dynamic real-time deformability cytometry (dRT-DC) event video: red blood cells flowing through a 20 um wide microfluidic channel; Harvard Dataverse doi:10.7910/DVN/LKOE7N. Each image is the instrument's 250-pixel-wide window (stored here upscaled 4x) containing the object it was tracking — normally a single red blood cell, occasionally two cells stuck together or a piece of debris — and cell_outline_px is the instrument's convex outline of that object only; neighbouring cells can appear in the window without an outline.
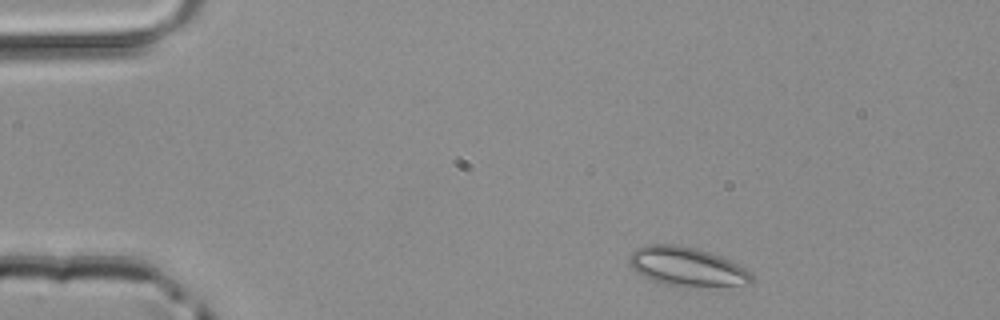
{"species": "common noctule bat (a hibernating species)", "species_latin": "Nyctalus noctula", "temperature_condition": "room temperature", "stored_images_in_passage": 43, "camera_frame_rate_fps": 3000, "um_per_image_px": 0.085, "animal": {"sex": "male", "body_mass_g": 20.4}, "frame": {"image": 1, "passage_image": 1, "time_ms": 0.0, "image_size_px": [1000, 320], "cell_outline_px": [[752, 284], [704, 288], [688, 288], [664, 284], [652, 280], [636, 272], [628, 264], [628, 260], [632, 252], [636, 248], [644, 244], [676, 244], [696, 248], [720, 256], [744, 268], [752, 276]], "centroid_in_image_um": [58.36, 22.69], "position_along_channel_um": 26.6, "area_um2": 28.26}}
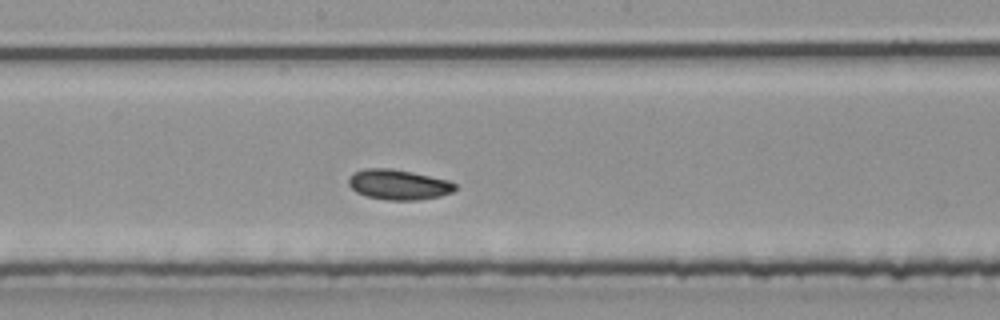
{"frame": {"image": 2, "passage_image": 20, "time_ms": 6.333, "image_size_px": [1000, 320], "cell_outline_px": [[456, 188], [452, 192], [440, 196], [416, 200], [388, 200], [368, 196], [356, 192], [348, 184], [348, 176], [352, 172], [364, 168], [388, 168], [412, 172], [448, 180], [456, 184]], "centroid_in_image_um": [33.84, 15.68], "position_along_channel_um": 214.4, "area_um2": 18.73}}
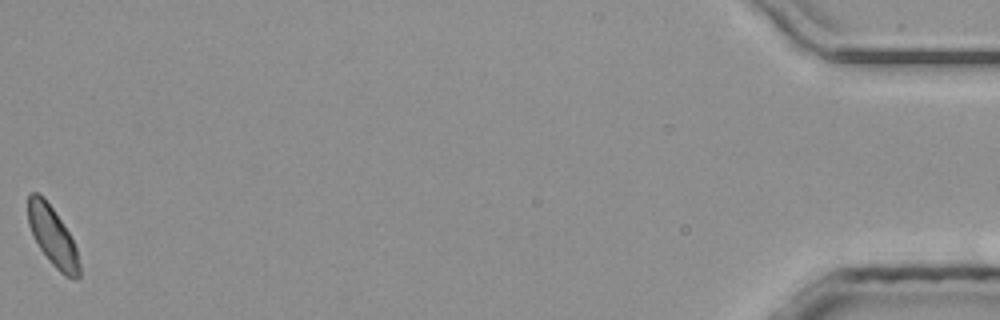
{"frame": {"image": 3, "passage_image": 43, "time_ms": 14.0, "image_size_px": [1000, 320], "cell_outline_px": [[80, 276], [76, 280], [72, 280], [64, 276], [52, 264], [40, 248], [28, 224], [28, 196], [32, 192], [36, 192], [52, 208], [68, 232], [76, 248], [80, 264]], "centroid_in_image_um": [4.5, 20.16], "position_along_channel_um": 430.7, "area_um2": 17.28}}